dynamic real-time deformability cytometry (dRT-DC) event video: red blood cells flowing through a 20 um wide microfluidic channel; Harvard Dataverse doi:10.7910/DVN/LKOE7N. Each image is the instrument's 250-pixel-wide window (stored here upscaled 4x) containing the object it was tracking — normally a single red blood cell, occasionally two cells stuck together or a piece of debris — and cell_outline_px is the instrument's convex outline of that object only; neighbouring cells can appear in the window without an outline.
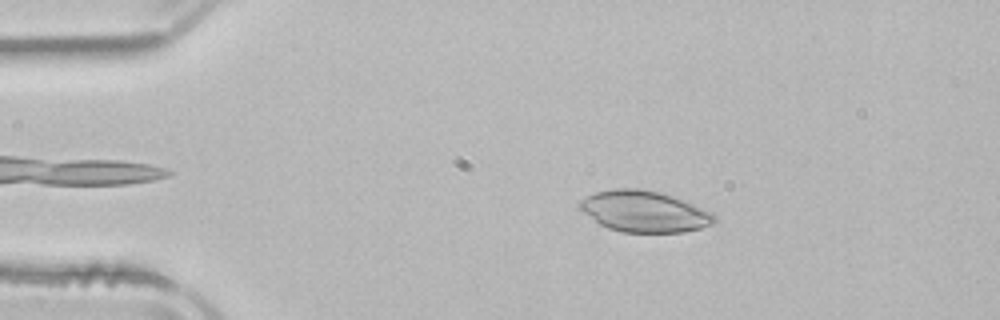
{"species": "common noctule bat (a hibernating species)", "species_latin": "Nyctalus noctula", "temperature_condition": "room temperature", "stored_images_in_passage": 48, "camera_frame_rate_fps": 3000, "um_per_image_px": 0.085, "animal": {"sex": "male", "body_mass_g": 21.5, "forearm_length_mm": 52.0}, "frame": {"image": 1, "passage_image": 6, "time_ms": 1.667, "image_size_px": [1000, 320], "cell_outline_px": [[716, 220], [712, 224], [700, 228], [684, 232], [624, 232], [608, 228], [600, 224], [584, 212], [580, 208], [580, 200], [596, 192], [616, 188], [640, 188], [660, 192], [684, 200], [712, 212], [716, 216]], "centroid_in_image_um": [54.79, 17.97], "position_along_channel_um": 30.2, "area_um2": 32.08}}
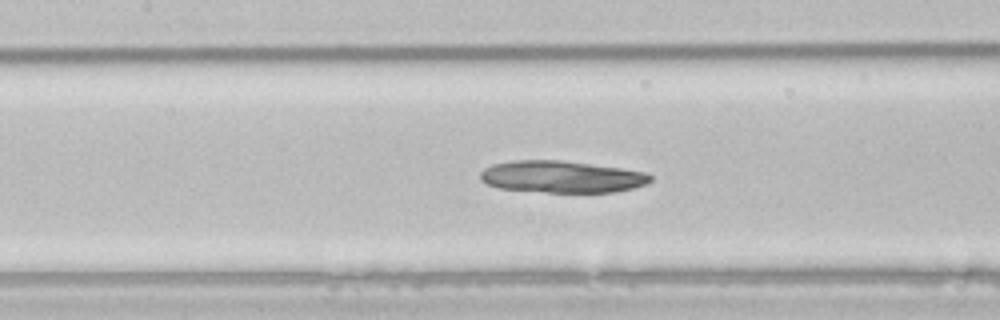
{"frame": {"image": 2, "passage_image": 20, "time_ms": 6.333, "image_size_px": [1000, 320], "cell_outline_px": [[652, 180], [648, 184], [632, 188], [612, 192], [548, 192], [500, 188], [488, 184], [480, 180], [480, 172], [484, 168], [492, 164], [512, 160], [560, 160], [620, 168], [648, 172], [652, 176]], "centroid_in_image_um": [47.75, 15.02], "position_along_channel_um": 159.7, "area_um2": 31.62}}
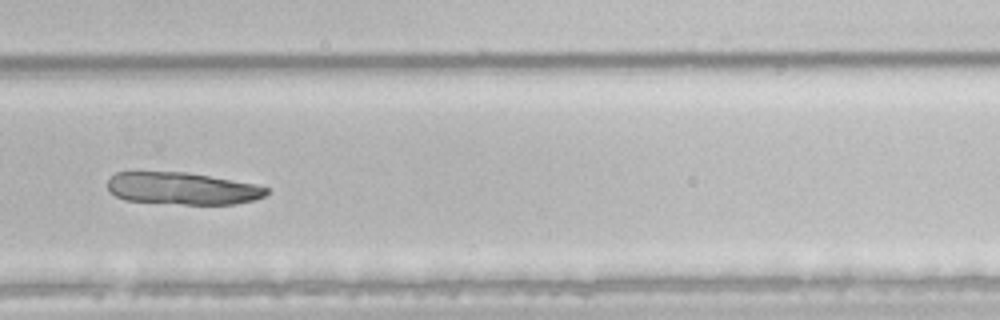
{"frame": {"image": 3, "passage_image": 32, "time_ms": 10.333, "image_size_px": [1000, 320], "cell_outline_px": [[268, 192], [264, 196], [256, 200], [236, 204], [184, 204], [124, 200], [108, 192], [108, 180], [116, 172], [184, 172], [232, 180], [252, 184], [268, 188]], "centroid_in_image_um": [15.47, 16.03], "position_along_channel_um": 314.3, "area_um2": 29.59}}